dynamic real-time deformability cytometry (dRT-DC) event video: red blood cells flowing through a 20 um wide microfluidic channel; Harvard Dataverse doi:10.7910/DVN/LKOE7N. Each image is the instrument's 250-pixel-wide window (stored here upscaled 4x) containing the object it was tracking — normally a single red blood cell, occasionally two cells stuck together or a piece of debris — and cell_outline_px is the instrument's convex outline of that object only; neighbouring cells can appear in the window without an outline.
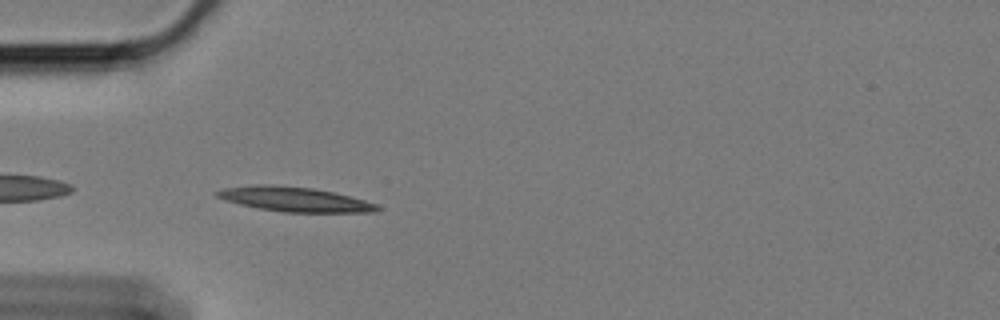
{"species": "Egyptian fruit bat (a non-hibernating species)", "species_latin": "Rousettus aegyptiacus", "temperature_condition": "cold", "stored_images_in_passage": 43, "camera_frame_rate_fps": 3000, "um_per_image_px": 0.085, "animal": {"sex": "female"}, "frame": {"image": 1, "passage_image": 2, "time_ms": 0.333, "image_size_px": [1000, 320], "cell_outline_px": [[380, 208], [376, 212], [284, 212], [260, 208], [240, 204], [224, 200], [216, 196], [216, 192], [224, 188], [252, 184], [272, 184], [312, 188], [332, 192], [364, 200], [376, 204]], "centroid_in_image_um": [25.0, 16.93], "position_along_channel_um": 60.0, "area_um2": 22.77}}
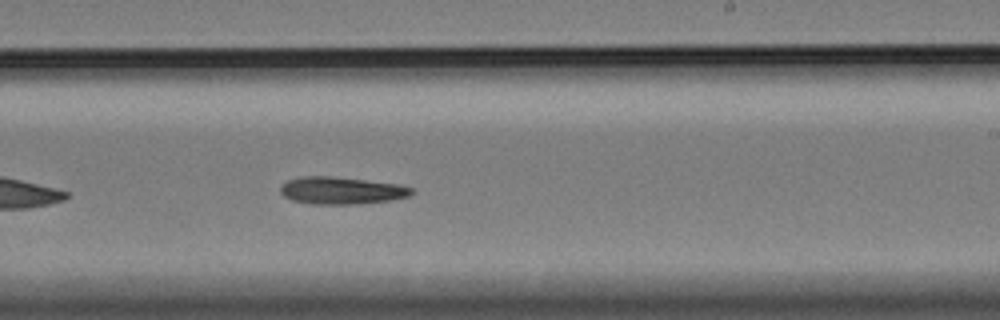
{"frame": {"image": 2, "passage_image": 20, "time_ms": 6.333, "image_size_px": [1000, 320], "cell_outline_px": [[416, 192], [408, 196], [392, 200], [360, 204], [312, 204], [292, 200], [284, 196], [280, 192], [280, 184], [288, 180], [300, 176], [332, 176], [396, 184], [412, 188]], "centroid_in_image_um": [28.99, 16.2], "position_along_channel_um": 260.0, "area_um2": 20.92}}
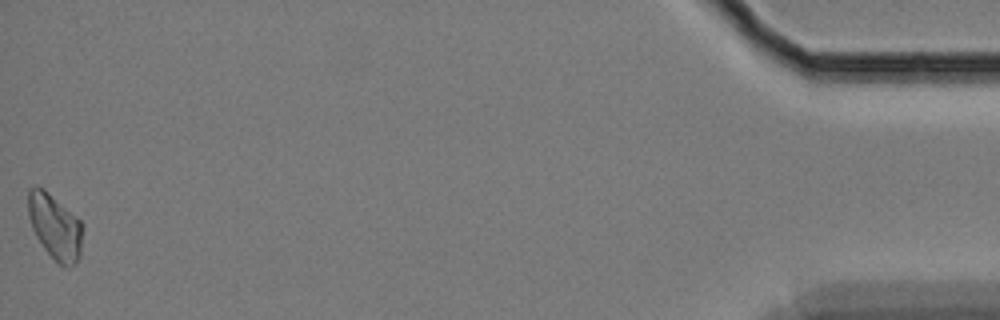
{"frame": {"image": 3, "passage_image": 43, "time_ms": 14.0, "image_size_px": [1000, 320], "cell_outline_px": [[84, 224], [80, 256], [76, 264], [64, 268], [44, 248], [36, 236], [32, 228], [28, 216], [28, 188], [44, 188], [76, 216]], "centroid_in_image_um": [4.7, 19.28], "position_along_channel_um": 430.5, "area_um2": 20.75}}